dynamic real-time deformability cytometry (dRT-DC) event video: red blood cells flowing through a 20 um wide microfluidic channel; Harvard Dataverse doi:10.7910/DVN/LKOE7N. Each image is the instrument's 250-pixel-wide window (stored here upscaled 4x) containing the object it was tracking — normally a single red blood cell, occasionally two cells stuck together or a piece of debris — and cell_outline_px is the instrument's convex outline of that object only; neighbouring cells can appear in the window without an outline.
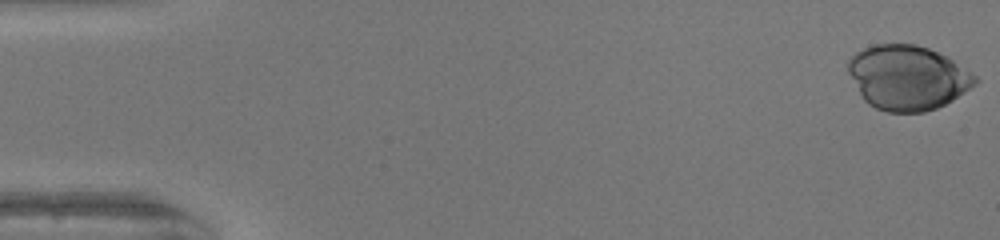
{"species": "human", "species_latin": "Homo sapiens", "temperature_condition": "warm", "stored_images_in_passage": 42, "camera_frame_rate_fps": 3000, "um_per_image_px": 0.085, "donor": {"sex": "female"}, "frame": {"image": 1, "passage_image": 1, "time_ms": 0.0, "image_size_px": [1000, 240], "cell_outline_px": [[980, 80], [976, 84], [952, 100], [936, 108], [924, 112], [888, 112], [876, 108], [868, 104], [860, 96], [848, 72], [848, 60], [856, 52], [872, 44], [916, 44], [928, 48], [948, 56], [972, 72]], "centroid_in_image_um": [77.15, 6.59], "position_along_channel_um": 7.9, "area_um2": 47.97}}
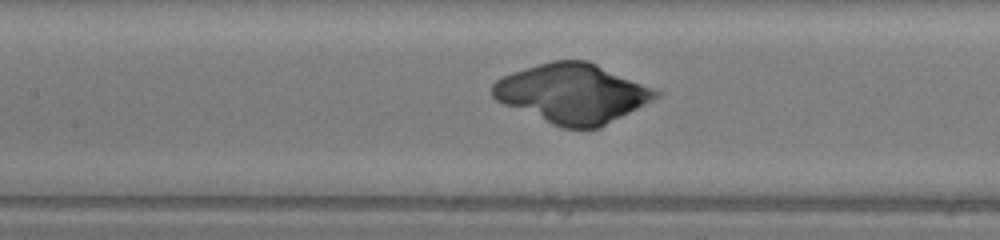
{"frame": {"image": 2, "passage_image": 24, "time_ms": 7.667, "image_size_px": [1000, 240], "cell_outline_px": [[660, 96], [600, 128], [564, 128], [552, 124], [504, 104], [496, 100], [492, 96], [492, 84], [496, 80], [512, 72], [552, 60], [588, 60], [652, 88], [660, 92]], "centroid_in_image_um": [48.64, 7.94], "position_along_channel_um": 158.8, "area_um2": 55.78}}
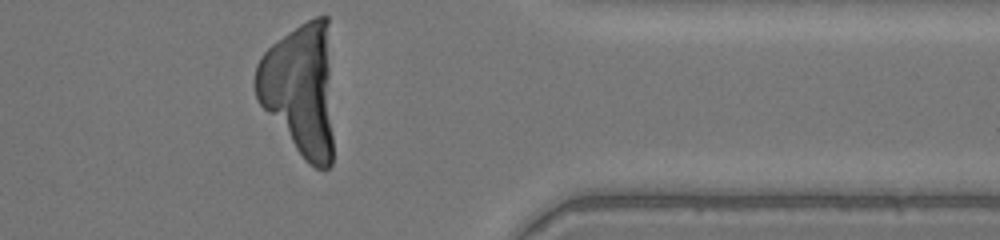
{"frame": {"image": 3, "passage_image": 42, "time_ms": 13.667, "image_size_px": [1000, 240], "cell_outline_px": [[332, 164], [328, 168], [316, 168], [308, 164], [304, 160], [260, 104], [256, 96], [252, 84], [252, 80], [256, 64], [260, 56], [276, 40], [300, 24], [316, 16], [328, 16], [332, 136]], "centroid_in_image_um": [25.48, 7.59], "position_along_channel_um": 385.9, "area_um2": 60.29}}